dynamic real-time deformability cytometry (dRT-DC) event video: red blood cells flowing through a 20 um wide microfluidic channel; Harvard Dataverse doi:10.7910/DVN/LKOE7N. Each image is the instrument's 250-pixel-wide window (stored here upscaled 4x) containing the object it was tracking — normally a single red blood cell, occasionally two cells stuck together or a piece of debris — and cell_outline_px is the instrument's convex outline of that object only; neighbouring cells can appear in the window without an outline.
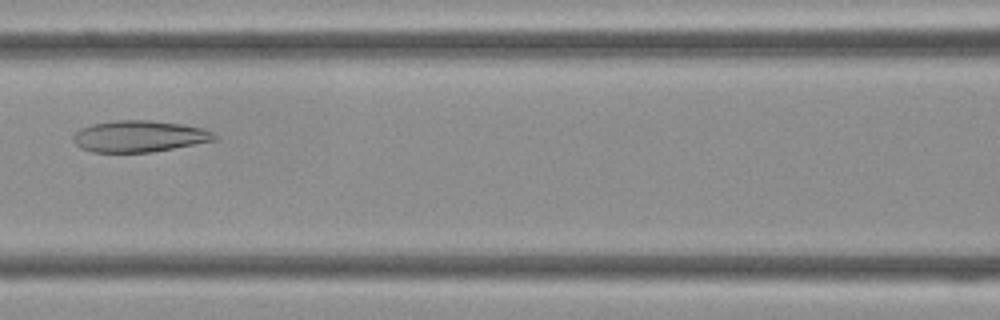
{"species": "Egyptian fruit bat (a non-hibernating species)", "species_latin": "Rousettus aegyptiacus", "temperature_condition": "cold", "stored_images_in_passage": 43, "camera_frame_rate_fps": 3000, "um_per_image_px": 0.085, "frame": {"image": 1, "passage_image": 19, "time_ms": 6.0, "image_size_px": [1000, 320], "cell_outline_px": [[216, 140], [152, 152], [92, 152], [80, 148], [72, 140], [72, 136], [80, 128], [92, 124], [112, 120], [148, 120], [184, 124], [200, 128], [212, 132], [216, 136]], "centroid_in_image_um": [11.79, 11.58], "position_along_channel_um": 154.8, "area_um2": 25.89}}
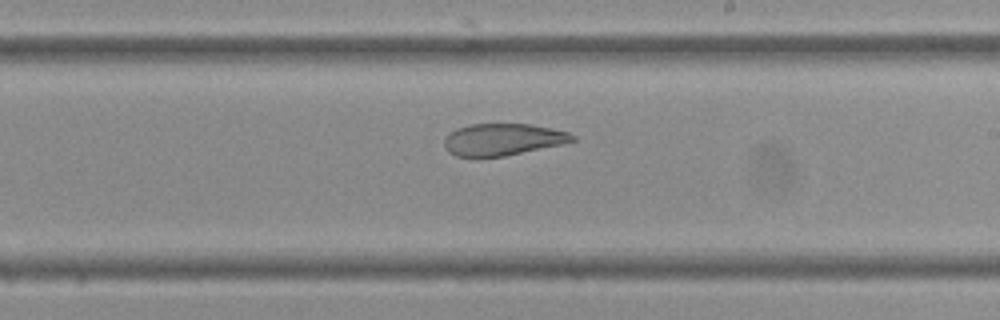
{"frame": {"image": 2, "passage_image": 25, "time_ms": 8.0, "image_size_px": [1000, 320], "cell_outline_px": [[576, 140], [564, 144], [504, 156], [480, 160], [476, 160], [456, 156], [448, 152], [444, 148], [444, 140], [448, 132], [456, 128], [472, 124], [532, 124], [552, 128], [568, 132], [576, 136]], "centroid_in_image_um": [42.68, 11.89], "position_along_channel_um": 246.3, "area_um2": 24.68}}
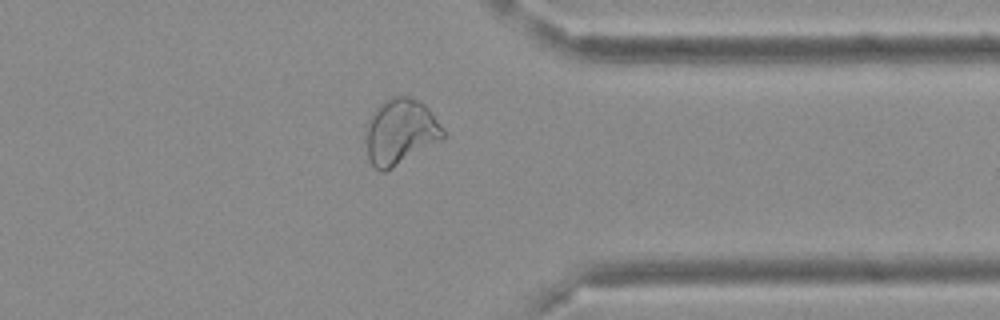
{"frame": {"image": 3, "passage_image": 34, "time_ms": 11.0, "image_size_px": [1000, 320], "cell_outline_px": [[444, 136], [440, 140], [392, 168], [384, 172], [380, 172], [372, 164], [368, 156], [364, 140], [364, 124], [372, 112], [384, 100], [396, 96], [408, 96], [420, 100], [428, 108], [444, 128]], "centroid_in_image_um": [33.98, 11.18], "position_along_channel_um": 377.4, "area_um2": 29.82}}